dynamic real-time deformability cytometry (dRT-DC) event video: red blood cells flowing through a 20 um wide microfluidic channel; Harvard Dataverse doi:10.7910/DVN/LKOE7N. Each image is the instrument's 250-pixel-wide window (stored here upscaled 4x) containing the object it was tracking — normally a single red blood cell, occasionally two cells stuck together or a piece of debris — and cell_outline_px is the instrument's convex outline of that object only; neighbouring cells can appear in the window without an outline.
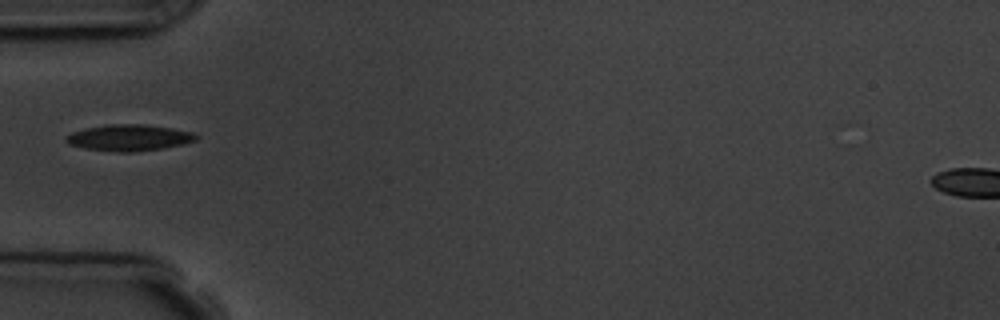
{"species": "common noctule bat (a hibernating species)", "species_latin": "Nyctalus noctula", "temperature_condition": "room temperature", "stored_images_in_passage": 4, "camera_frame_rate_fps": 3000, "um_per_image_px": 0.085, "animal": {"sex": "male", "body_mass_g": 19.5, "forearm_length_mm": 54.6}, "frame": {"image": 1, "passage_image": 1, "time_ms": 0.0, "image_size_px": [1000, 320], "cell_outline_px": [[200, 136], [196, 140], [184, 144], [164, 148], [136, 152], [116, 152], [84, 148], [68, 144], [64, 140], [72, 132], [104, 124], [144, 124], [172, 128], [192, 132]], "centroid_in_image_um": [11.0, 11.71], "position_along_channel_um": 74.0, "area_um2": 20.06}}